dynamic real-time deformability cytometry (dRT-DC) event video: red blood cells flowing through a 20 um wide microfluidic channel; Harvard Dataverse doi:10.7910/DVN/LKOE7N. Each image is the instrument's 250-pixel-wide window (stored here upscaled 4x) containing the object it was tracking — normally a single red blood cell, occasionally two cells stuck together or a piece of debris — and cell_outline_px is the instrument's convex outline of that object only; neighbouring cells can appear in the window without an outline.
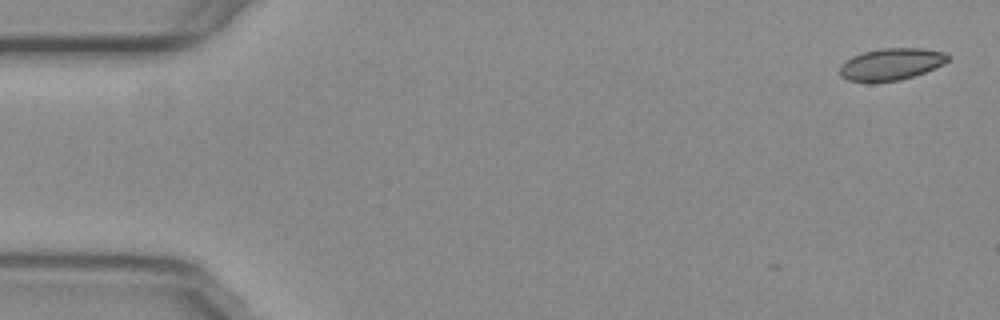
{"species": "common noctule bat (a hibernating species)", "species_latin": "Nyctalus noctula", "temperature_condition": "warm", "stored_images_in_passage": 2, "camera_frame_rate_fps": 3000, "um_per_image_px": 0.085, "animal": {"sex": "female", "body_mass_g": 29.2, "forearm_length_mm": 56.3}, "frame": {"image": 1, "passage_image": 2, "time_ms": 0.333, "image_size_px": [1000, 320], "cell_outline_px": [[952, 56], [944, 64], [924, 72], [900, 80], [848, 80], [840, 76], [840, 64], [852, 56], [864, 52], [880, 48], [924, 48], [948, 52]], "centroid_in_image_um": [75.81, 5.41], "position_along_channel_um": 9.2, "area_um2": 19.88}}